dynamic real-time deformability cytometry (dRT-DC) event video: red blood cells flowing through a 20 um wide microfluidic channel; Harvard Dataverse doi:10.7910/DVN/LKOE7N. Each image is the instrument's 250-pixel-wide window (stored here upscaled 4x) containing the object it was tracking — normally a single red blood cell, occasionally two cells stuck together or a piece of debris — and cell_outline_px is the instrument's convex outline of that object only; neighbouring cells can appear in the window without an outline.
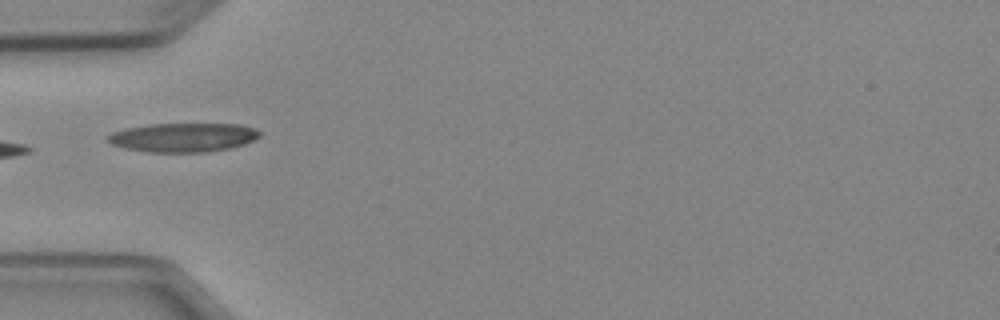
{"species": "Egyptian fruit bat (a non-hibernating species)", "species_latin": "Rousettus aegyptiacus", "temperature_condition": "cold", "stored_images_in_passage": 3, "camera_frame_rate_fps": 3000, "um_per_image_px": 0.085, "animal": {"sex": "female"}, "frame": {"image": 1, "passage_image": 2, "time_ms": 1.333, "image_size_px": [1000, 320], "cell_outline_px": [[260, 136], [244, 144], [228, 148], [204, 152], [148, 152], [124, 148], [112, 144], [104, 140], [104, 136], [112, 132], [124, 128], [148, 124], [240, 124], [256, 128], [260, 132]], "centroid_in_image_um": [15.5, 11.67], "position_along_channel_um": 69.5, "area_um2": 25.84}}
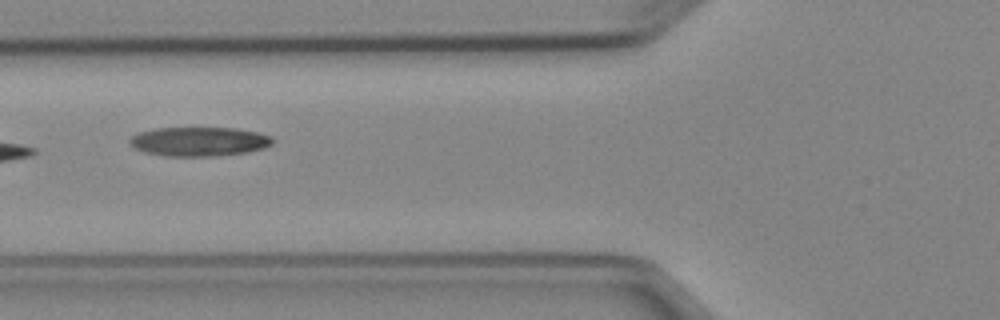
{"frame": {"image": 2, "passage_image": 3, "time_ms": 2.333, "image_size_px": [1000, 320], "cell_outline_px": [[272, 144], [264, 148], [248, 152], [216, 156], [164, 156], [144, 152], [136, 148], [128, 140], [132, 136], [140, 132], [156, 128], [236, 128], [256, 132], [272, 136]], "centroid_in_image_um": [16.94, 12.03], "position_along_channel_um": 108.9, "area_um2": 24.22}}